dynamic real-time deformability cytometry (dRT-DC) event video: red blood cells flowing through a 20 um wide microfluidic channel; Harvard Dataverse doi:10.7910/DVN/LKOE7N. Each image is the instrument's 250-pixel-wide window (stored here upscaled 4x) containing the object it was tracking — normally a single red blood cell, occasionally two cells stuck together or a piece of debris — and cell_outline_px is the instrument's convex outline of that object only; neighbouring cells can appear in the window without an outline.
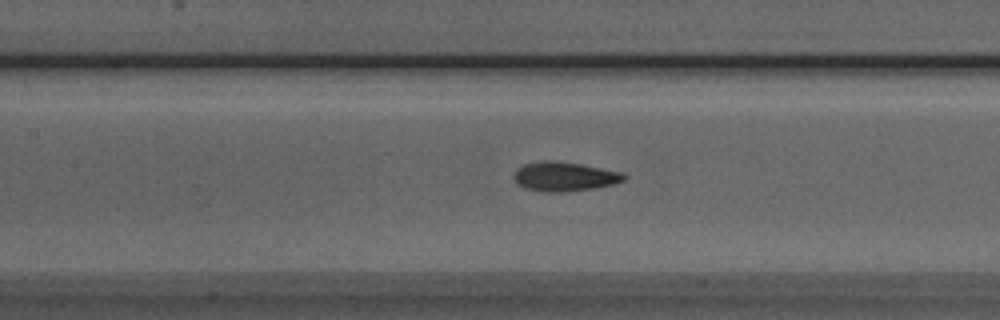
{"species": "Egyptian fruit bat (a non-hibernating species)", "species_latin": "Rousettus aegyptiacus", "temperature_condition": "room temperature", "stored_images_in_passage": 39, "camera_frame_rate_fps": 3000, "um_per_image_px": 0.085, "animal": {"sex": "male"}, "frame": {"image": 1, "passage_image": 15, "time_ms": 4.667, "image_size_px": [1000, 320], "cell_outline_px": [[628, 176], [624, 180], [612, 184], [592, 188], [560, 192], [544, 192], [524, 188], [516, 184], [512, 176], [516, 168], [524, 164], [544, 160], [552, 160], [580, 164], [620, 172]], "centroid_in_image_um": [47.89, 15.0], "position_along_channel_um": 159.5, "area_um2": 18.73}}
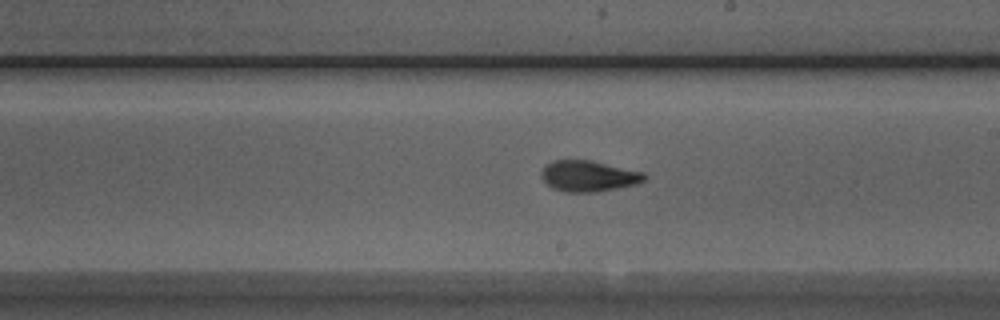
{"frame": {"image": 2, "passage_image": 21, "time_ms": 6.667, "image_size_px": [1000, 320], "cell_outline_px": [[648, 176], [644, 180], [636, 184], [596, 192], [564, 192], [552, 188], [540, 176], [540, 172], [552, 160], [592, 160], [644, 172]], "centroid_in_image_um": [50.03, 14.96], "position_along_channel_um": 239.0, "area_um2": 18.61}}
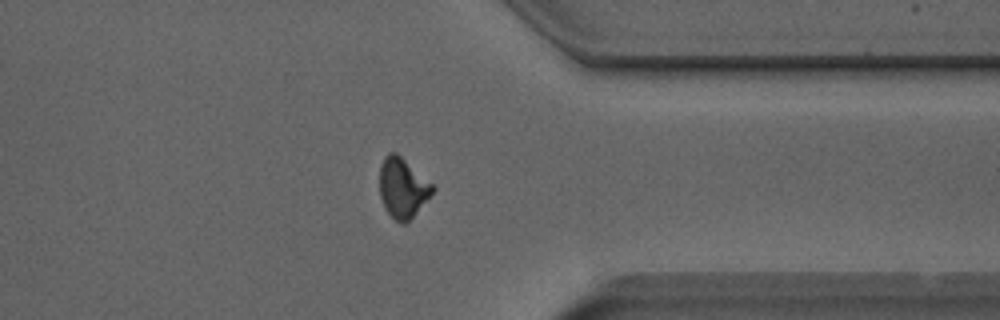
{"frame": {"image": 3, "passage_image": 32, "time_ms": 10.333, "image_size_px": [1000, 320], "cell_outline_px": [[436, 188], [412, 216], [404, 224], [400, 224], [384, 208], [380, 196], [380, 164], [384, 156], [388, 152], [396, 152], [432, 184]], "centroid_in_image_um": [34.19, 15.94], "position_along_channel_um": 377.2, "area_um2": 18.09}, "authors_computed_cell_mechanics": {"area_um2": 18.3804, "velocity_mm_per_s": 3.9905, "shape_relaxation_time_tau1_ms": 3.4827, "shape_relaxation_time_tau2_ms": 2.32, "deformation_change_tau1": 0.1275, "deformation_change_tau2": 0.0875}}